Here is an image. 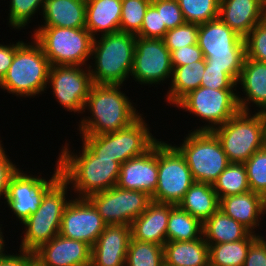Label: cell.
<instances>
[{
  "label": "cell",
  "instance_id": "17",
  "mask_svg": "<svg viewBox=\"0 0 266 266\" xmlns=\"http://www.w3.org/2000/svg\"><path fill=\"white\" fill-rule=\"evenodd\" d=\"M70 195L71 200L64 210L59 234L83 241L92 247L107 224L87 198H75L71 193Z\"/></svg>",
  "mask_w": 266,
  "mask_h": 266
},
{
  "label": "cell",
  "instance_id": "8",
  "mask_svg": "<svg viewBox=\"0 0 266 266\" xmlns=\"http://www.w3.org/2000/svg\"><path fill=\"white\" fill-rule=\"evenodd\" d=\"M33 32L51 66L89 65L94 38L86 28L38 27Z\"/></svg>",
  "mask_w": 266,
  "mask_h": 266
},
{
  "label": "cell",
  "instance_id": "7",
  "mask_svg": "<svg viewBox=\"0 0 266 266\" xmlns=\"http://www.w3.org/2000/svg\"><path fill=\"white\" fill-rule=\"evenodd\" d=\"M220 140L229 162L245 163L266 146V122L263 113L239 111L212 131Z\"/></svg>",
  "mask_w": 266,
  "mask_h": 266
},
{
  "label": "cell",
  "instance_id": "15",
  "mask_svg": "<svg viewBox=\"0 0 266 266\" xmlns=\"http://www.w3.org/2000/svg\"><path fill=\"white\" fill-rule=\"evenodd\" d=\"M92 85L88 66L61 65L50 68L47 89L51 86L53 96L65 111L83 114Z\"/></svg>",
  "mask_w": 266,
  "mask_h": 266
},
{
  "label": "cell",
  "instance_id": "49",
  "mask_svg": "<svg viewBox=\"0 0 266 266\" xmlns=\"http://www.w3.org/2000/svg\"><path fill=\"white\" fill-rule=\"evenodd\" d=\"M0 225H1V226H0V255H1V254L4 252V250H5V247H6V246H5V245H6L5 243H6V242H5V240H4L5 238H4V235H3L2 229H1L3 225H2V224H0Z\"/></svg>",
  "mask_w": 266,
  "mask_h": 266
},
{
  "label": "cell",
  "instance_id": "19",
  "mask_svg": "<svg viewBox=\"0 0 266 266\" xmlns=\"http://www.w3.org/2000/svg\"><path fill=\"white\" fill-rule=\"evenodd\" d=\"M158 179V141L144 154L121 164L116 186L135 191H144L149 196L155 193Z\"/></svg>",
  "mask_w": 266,
  "mask_h": 266
},
{
  "label": "cell",
  "instance_id": "33",
  "mask_svg": "<svg viewBox=\"0 0 266 266\" xmlns=\"http://www.w3.org/2000/svg\"><path fill=\"white\" fill-rule=\"evenodd\" d=\"M213 188L219 200L251 191L244 163L230 162L213 183Z\"/></svg>",
  "mask_w": 266,
  "mask_h": 266
},
{
  "label": "cell",
  "instance_id": "32",
  "mask_svg": "<svg viewBox=\"0 0 266 266\" xmlns=\"http://www.w3.org/2000/svg\"><path fill=\"white\" fill-rule=\"evenodd\" d=\"M256 239L251 233L236 242L208 244L209 266H243L250 244Z\"/></svg>",
  "mask_w": 266,
  "mask_h": 266
},
{
  "label": "cell",
  "instance_id": "44",
  "mask_svg": "<svg viewBox=\"0 0 266 266\" xmlns=\"http://www.w3.org/2000/svg\"><path fill=\"white\" fill-rule=\"evenodd\" d=\"M2 145V140H0V199L2 197V199H5L9 181L19 170V167L11 161L8 154H6L4 145Z\"/></svg>",
  "mask_w": 266,
  "mask_h": 266
},
{
  "label": "cell",
  "instance_id": "16",
  "mask_svg": "<svg viewBox=\"0 0 266 266\" xmlns=\"http://www.w3.org/2000/svg\"><path fill=\"white\" fill-rule=\"evenodd\" d=\"M171 52L163 39L136 36L133 67L130 76L141 85L166 83L172 78ZM170 78V79H169Z\"/></svg>",
  "mask_w": 266,
  "mask_h": 266
},
{
  "label": "cell",
  "instance_id": "38",
  "mask_svg": "<svg viewBox=\"0 0 266 266\" xmlns=\"http://www.w3.org/2000/svg\"><path fill=\"white\" fill-rule=\"evenodd\" d=\"M251 191L266 196V146L244 163Z\"/></svg>",
  "mask_w": 266,
  "mask_h": 266
},
{
  "label": "cell",
  "instance_id": "51",
  "mask_svg": "<svg viewBox=\"0 0 266 266\" xmlns=\"http://www.w3.org/2000/svg\"><path fill=\"white\" fill-rule=\"evenodd\" d=\"M266 214V196L263 199V216Z\"/></svg>",
  "mask_w": 266,
  "mask_h": 266
},
{
  "label": "cell",
  "instance_id": "9",
  "mask_svg": "<svg viewBox=\"0 0 266 266\" xmlns=\"http://www.w3.org/2000/svg\"><path fill=\"white\" fill-rule=\"evenodd\" d=\"M142 115L128 127L99 135H80L83 144L95 156L116 158L123 164L148 151L159 139L155 138Z\"/></svg>",
  "mask_w": 266,
  "mask_h": 266
},
{
  "label": "cell",
  "instance_id": "34",
  "mask_svg": "<svg viewBox=\"0 0 266 266\" xmlns=\"http://www.w3.org/2000/svg\"><path fill=\"white\" fill-rule=\"evenodd\" d=\"M125 266H164L163 246L131 237Z\"/></svg>",
  "mask_w": 266,
  "mask_h": 266
},
{
  "label": "cell",
  "instance_id": "21",
  "mask_svg": "<svg viewBox=\"0 0 266 266\" xmlns=\"http://www.w3.org/2000/svg\"><path fill=\"white\" fill-rule=\"evenodd\" d=\"M219 18L244 39L266 18V0H220Z\"/></svg>",
  "mask_w": 266,
  "mask_h": 266
},
{
  "label": "cell",
  "instance_id": "35",
  "mask_svg": "<svg viewBox=\"0 0 266 266\" xmlns=\"http://www.w3.org/2000/svg\"><path fill=\"white\" fill-rule=\"evenodd\" d=\"M186 23L203 24L219 18L220 0H177Z\"/></svg>",
  "mask_w": 266,
  "mask_h": 266
},
{
  "label": "cell",
  "instance_id": "36",
  "mask_svg": "<svg viewBox=\"0 0 266 266\" xmlns=\"http://www.w3.org/2000/svg\"><path fill=\"white\" fill-rule=\"evenodd\" d=\"M152 0H122L120 31L137 34Z\"/></svg>",
  "mask_w": 266,
  "mask_h": 266
},
{
  "label": "cell",
  "instance_id": "30",
  "mask_svg": "<svg viewBox=\"0 0 266 266\" xmlns=\"http://www.w3.org/2000/svg\"><path fill=\"white\" fill-rule=\"evenodd\" d=\"M205 70V58L187 65L173 67L170 86L167 91L166 100L170 105H175L190 91L200 87Z\"/></svg>",
  "mask_w": 266,
  "mask_h": 266
},
{
  "label": "cell",
  "instance_id": "40",
  "mask_svg": "<svg viewBox=\"0 0 266 266\" xmlns=\"http://www.w3.org/2000/svg\"><path fill=\"white\" fill-rule=\"evenodd\" d=\"M246 58L266 63V18L244 38Z\"/></svg>",
  "mask_w": 266,
  "mask_h": 266
},
{
  "label": "cell",
  "instance_id": "5",
  "mask_svg": "<svg viewBox=\"0 0 266 266\" xmlns=\"http://www.w3.org/2000/svg\"><path fill=\"white\" fill-rule=\"evenodd\" d=\"M197 44L206 64L222 68L237 83L246 57L242 37L217 18L199 24Z\"/></svg>",
  "mask_w": 266,
  "mask_h": 266
},
{
  "label": "cell",
  "instance_id": "12",
  "mask_svg": "<svg viewBox=\"0 0 266 266\" xmlns=\"http://www.w3.org/2000/svg\"><path fill=\"white\" fill-rule=\"evenodd\" d=\"M158 140V179L151 200L178 205L195 182L180 151L172 144Z\"/></svg>",
  "mask_w": 266,
  "mask_h": 266
},
{
  "label": "cell",
  "instance_id": "4",
  "mask_svg": "<svg viewBox=\"0 0 266 266\" xmlns=\"http://www.w3.org/2000/svg\"><path fill=\"white\" fill-rule=\"evenodd\" d=\"M31 37L28 43L17 41L13 62L0 89L17 97H32L46 93L51 64L41 46Z\"/></svg>",
  "mask_w": 266,
  "mask_h": 266
},
{
  "label": "cell",
  "instance_id": "11",
  "mask_svg": "<svg viewBox=\"0 0 266 266\" xmlns=\"http://www.w3.org/2000/svg\"><path fill=\"white\" fill-rule=\"evenodd\" d=\"M175 106L206 122L194 131H213L240 111L237 89H212L202 86L190 91Z\"/></svg>",
  "mask_w": 266,
  "mask_h": 266
},
{
  "label": "cell",
  "instance_id": "41",
  "mask_svg": "<svg viewBox=\"0 0 266 266\" xmlns=\"http://www.w3.org/2000/svg\"><path fill=\"white\" fill-rule=\"evenodd\" d=\"M167 31L166 26L162 25L161 10H157L150 4L146 10L142 27L136 36L163 39Z\"/></svg>",
  "mask_w": 266,
  "mask_h": 266
},
{
  "label": "cell",
  "instance_id": "50",
  "mask_svg": "<svg viewBox=\"0 0 266 266\" xmlns=\"http://www.w3.org/2000/svg\"><path fill=\"white\" fill-rule=\"evenodd\" d=\"M255 237L263 246L266 247V238L264 236H262L261 234L255 233Z\"/></svg>",
  "mask_w": 266,
  "mask_h": 266
},
{
  "label": "cell",
  "instance_id": "43",
  "mask_svg": "<svg viewBox=\"0 0 266 266\" xmlns=\"http://www.w3.org/2000/svg\"><path fill=\"white\" fill-rule=\"evenodd\" d=\"M200 86L212 89H237L236 82L222 68L211 67L206 63Z\"/></svg>",
  "mask_w": 266,
  "mask_h": 266
},
{
  "label": "cell",
  "instance_id": "27",
  "mask_svg": "<svg viewBox=\"0 0 266 266\" xmlns=\"http://www.w3.org/2000/svg\"><path fill=\"white\" fill-rule=\"evenodd\" d=\"M163 253L164 265L209 266V246L204 236L192 241H167Z\"/></svg>",
  "mask_w": 266,
  "mask_h": 266
},
{
  "label": "cell",
  "instance_id": "47",
  "mask_svg": "<svg viewBox=\"0 0 266 266\" xmlns=\"http://www.w3.org/2000/svg\"><path fill=\"white\" fill-rule=\"evenodd\" d=\"M243 266H266V247L257 239L250 244Z\"/></svg>",
  "mask_w": 266,
  "mask_h": 266
},
{
  "label": "cell",
  "instance_id": "18",
  "mask_svg": "<svg viewBox=\"0 0 266 266\" xmlns=\"http://www.w3.org/2000/svg\"><path fill=\"white\" fill-rule=\"evenodd\" d=\"M35 266H90L91 247L83 241L53 237L34 252Z\"/></svg>",
  "mask_w": 266,
  "mask_h": 266
},
{
  "label": "cell",
  "instance_id": "22",
  "mask_svg": "<svg viewBox=\"0 0 266 266\" xmlns=\"http://www.w3.org/2000/svg\"><path fill=\"white\" fill-rule=\"evenodd\" d=\"M241 85L242 92L245 96L238 95L237 101L239 110L249 112L253 103L257 107V113L266 111V63L254 59H244L242 71L240 72L236 83ZM260 109V110H259Z\"/></svg>",
  "mask_w": 266,
  "mask_h": 266
},
{
  "label": "cell",
  "instance_id": "6",
  "mask_svg": "<svg viewBox=\"0 0 266 266\" xmlns=\"http://www.w3.org/2000/svg\"><path fill=\"white\" fill-rule=\"evenodd\" d=\"M67 191L71 192L70 184L62 176L46 191L38 210L22 223L19 250L34 252L60 233L62 216L71 200Z\"/></svg>",
  "mask_w": 266,
  "mask_h": 266
},
{
  "label": "cell",
  "instance_id": "48",
  "mask_svg": "<svg viewBox=\"0 0 266 266\" xmlns=\"http://www.w3.org/2000/svg\"><path fill=\"white\" fill-rule=\"evenodd\" d=\"M15 54V44L14 42L8 45L0 44V83L6 76L10 65L13 62V57Z\"/></svg>",
  "mask_w": 266,
  "mask_h": 266
},
{
  "label": "cell",
  "instance_id": "31",
  "mask_svg": "<svg viewBox=\"0 0 266 266\" xmlns=\"http://www.w3.org/2000/svg\"><path fill=\"white\" fill-rule=\"evenodd\" d=\"M166 233L167 241H192L203 236V224L178 205L171 204Z\"/></svg>",
  "mask_w": 266,
  "mask_h": 266
},
{
  "label": "cell",
  "instance_id": "13",
  "mask_svg": "<svg viewBox=\"0 0 266 266\" xmlns=\"http://www.w3.org/2000/svg\"><path fill=\"white\" fill-rule=\"evenodd\" d=\"M25 172L19 168L12 176L4 202L13 212L16 220L21 222L20 224L38 210L46 191L62 176L58 160H56V168L50 179L46 180L42 175L41 177L28 175L27 171Z\"/></svg>",
  "mask_w": 266,
  "mask_h": 266
},
{
  "label": "cell",
  "instance_id": "37",
  "mask_svg": "<svg viewBox=\"0 0 266 266\" xmlns=\"http://www.w3.org/2000/svg\"><path fill=\"white\" fill-rule=\"evenodd\" d=\"M44 2L45 0H10L7 19L9 20V27L14 30H22V28L28 26L32 20L31 18L39 10H43Z\"/></svg>",
  "mask_w": 266,
  "mask_h": 266
},
{
  "label": "cell",
  "instance_id": "2",
  "mask_svg": "<svg viewBox=\"0 0 266 266\" xmlns=\"http://www.w3.org/2000/svg\"><path fill=\"white\" fill-rule=\"evenodd\" d=\"M123 85L93 84L84 107L90 112L81 118L80 135H99L128 127L141 115L131 99L121 91Z\"/></svg>",
  "mask_w": 266,
  "mask_h": 266
},
{
  "label": "cell",
  "instance_id": "25",
  "mask_svg": "<svg viewBox=\"0 0 266 266\" xmlns=\"http://www.w3.org/2000/svg\"><path fill=\"white\" fill-rule=\"evenodd\" d=\"M121 12L122 0H86L85 28L93 38L120 31Z\"/></svg>",
  "mask_w": 266,
  "mask_h": 266
},
{
  "label": "cell",
  "instance_id": "29",
  "mask_svg": "<svg viewBox=\"0 0 266 266\" xmlns=\"http://www.w3.org/2000/svg\"><path fill=\"white\" fill-rule=\"evenodd\" d=\"M252 232L218 209L203 223V236L207 244L236 242L246 239Z\"/></svg>",
  "mask_w": 266,
  "mask_h": 266
},
{
  "label": "cell",
  "instance_id": "23",
  "mask_svg": "<svg viewBox=\"0 0 266 266\" xmlns=\"http://www.w3.org/2000/svg\"><path fill=\"white\" fill-rule=\"evenodd\" d=\"M171 204L151 201L146 210L131 223V236L142 242L164 245Z\"/></svg>",
  "mask_w": 266,
  "mask_h": 266
},
{
  "label": "cell",
  "instance_id": "52",
  "mask_svg": "<svg viewBox=\"0 0 266 266\" xmlns=\"http://www.w3.org/2000/svg\"><path fill=\"white\" fill-rule=\"evenodd\" d=\"M263 115H264L265 122H266V111L263 113Z\"/></svg>",
  "mask_w": 266,
  "mask_h": 266
},
{
  "label": "cell",
  "instance_id": "24",
  "mask_svg": "<svg viewBox=\"0 0 266 266\" xmlns=\"http://www.w3.org/2000/svg\"><path fill=\"white\" fill-rule=\"evenodd\" d=\"M264 197L253 191L220 199L219 209L255 234L263 221ZM263 217V218H262Z\"/></svg>",
  "mask_w": 266,
  "mask_h": 266
},
{
  "label": "cell",
  "instance_id": "20",
  "mask_svg": "<svg viewBox=\"0 0 266 266\" xmlns=\"http://www.w3.org/2000/svg\"><path fill=\"white\" fill-rule=\"evenodd\" d=\"M131 237L130 225H106L91 247L90 266H125Z\"/></svg>",
  "mask_w": 266,
  "mask_h": 266
},
{
  "label": "cell",
  "instance_id": "39",
  "mask_svg": "<svg viewBox=\"0 0 266 266\" xmlns=\"http://www.w3.org/2000/svg\"><path fill=\"white\" fill-rule=\"evenodd\" d=\"M199 24L184 23L166 32L163 40L170 52L173 50L197 44Z\"/></svg>",
  "mask_w": 266,
  "mask_h": 266
},
{
  "label": "cell",
  "instance_id": "46",
  "mask_svg": "<svg viewBox=\"0 0 266 266\" xmlns=\"http://www.w3.org/2000/svg\"><path fill=\"white\" fill-rule=\"evenodd\" d=\"M3 252L0 255V266H35V256L33 252L19 250V254Z\"/></svg>",
  "mask_w": 266,
  "mask_h": 266
},
{
  "label": "cell",
  "instance_id": "1",
  "mask_svg": "<svg viewBox=\"0 0 266 266\" xmlns=\"http://www.w3.org/2000/svg\"><path fill=\"white\" fill-rule=\"evenodd\" d=\"M69 143L60 149L57 158L62 177L70 184L75 198H88L116 186L121 163L116 158L95 156L83 143L77 154ZM74 152V153H73Z\"/></svg>",
  "mask_w": 266,
  "mask_h": 266
},
{
  "label": "cell",
  "instance_id": "10",
  "mask_svg": "<svg viewBox=\"0 0 266 266\" xmlns=\"http://www.w3.org/2000/svg\"><path fill=\"white\" fill-rule=\"evenodd\" d=\"M180 151L196 182L212 184L230 163L220 140L212 131H188Z\"/></svg>",
  "mask_w": 266,
  "mask_h": 266
},
{
  "label": "cell",
  "instance_id": "42",
  "mask_svg": "<svg viewBox=\"0 0 266 266\" xmlns=\"http://www.w3.org/2000/svg\"><path fill=\"white\" fill-rule=\"evenodd\" d=\"M151 4L161 10L162 25H165L167 30L185 23L177 0H152Z\"/></svg>",
  "mask_w": 266,
  "mask_h": 266
},
{
  "label": "cell",
  "instance_id": "45",
  "mask_svg": "<svg viewBox=\"0 0 266 266\" xmlns=\"http://www.w3.org/2000/svg\"><path fill=\"white\" fill-rule=\"evenodd\" d=\"M204 59L202 50L198 44L183 46L171 52L172 67L183 66Z\"/></svg>",
  "mask_w": 266,
  "mask_h": 266
},
{
  "label": "cell",
  "instance_id": "28",
  "mask_svg": "<svg viewBox=\"0 0 266 266\" xmlns=\"http://www.w3.org/2000/svg\"><path fill=\"white\" fill-rule=\"evenodd\" d=\"M219 204L212 184L195 181L178 206L203 224L219 209Z\"/></svg>",
  "mask_w": 266,
  "mask_h": 266
},
{
  "label": "cell",
  "instance_id": "26",
  "mask_svg": "<svg viewBox=\"0 0 266 266\" xmlns=\"http://www.w3.org/2000/svg\"><path fill=\"white\" fill-rule=\"evenodd\" d=\"M39 27L85 28L86 0H45Z\"/></svg>",
  "mask_w": 266,
  "mask_h": 266
},
{
  "label": "cell",
  "instance_id": "3",
  "mask_svg": "<svg viewBox=\"0 0 266 266\" xmlns=\"http://www.w3.org/2000/svg\"><path fill=\"white\" fill-rule=\"evenodd\" d=\"M135 43L136 35L123 31L94 38L91 52L94 63L88 65L93 84H125L133 67Z\"/></svg>",
  "mask_w": 266,
  "mask_h": 266
},
{
  "label": "cell",
  "instance_id": "14",
  "mask_svg": "<svg viewBox=\"0 0 266 266\" xmlns=\"http://www.w3.org/2000/svg\"><path fill=\"white\" fill-rule=\"evenodd\" d=\"M107 225H130L152 201L144 191L127 190L114 186L87 198Z\"/></svg>",
  "mask_w": 266,
  "mask_h": 266
}]
</instances>
